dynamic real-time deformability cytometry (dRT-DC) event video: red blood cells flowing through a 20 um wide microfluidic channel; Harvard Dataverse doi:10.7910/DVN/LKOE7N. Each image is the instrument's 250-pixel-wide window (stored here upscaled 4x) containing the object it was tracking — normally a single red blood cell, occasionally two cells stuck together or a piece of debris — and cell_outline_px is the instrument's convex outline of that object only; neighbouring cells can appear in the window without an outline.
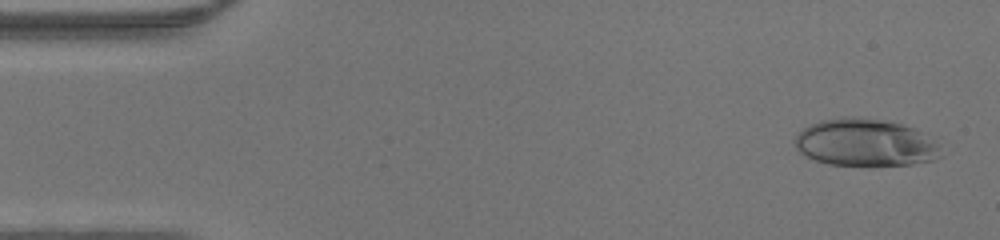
{"species": "human", "species_latin": "Homo sapiens", "temperature_condition": "warm", "stored_images_in_passage": 46, "camera_frame_rate_fps": 3000, "um_per_image_px": 0.085, "donor": {"sex": "male"}, "frame": {"image": 1, "passage_image": 2, "time_ms": 0.333, "image_size_px": [1000, 240], "cell_outline_px": [[944, 156], [932, 160], [912, 164], [864, 168], [828, 164], [816, 160], [800, 152], [796, 148], [792, 140], [796, 132], [820, 120], [844, 116], [852, 116], [888, 120], [916, 128], [924, 132], [940, 144]], "centroid_in_image_um": [73.59, 12.14], "position_along_channel_um": 11.4, "area_um2": 41.91}}
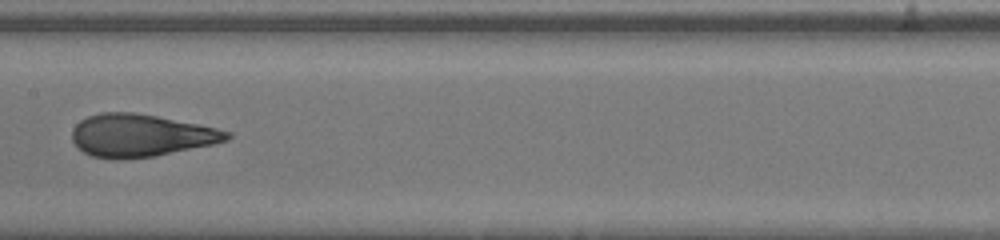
{"frame": {"image": 2, "passage_image": 23, "time_ms": 7.333, "image_size_px": [1000, 240], "cell_outline_px": [[232, 136], [228, 140], [212, 144], [156, 156], [92, 156], [76, 148], [72, 140], [72, 128], [80, 120], [88, 116], [100, 112], [136, 112], [216, 128], [232, 132]], "centroid_in_image_um": [11.95, 11.47], "position_along_channel_um": 195.4, "area_um2": 37.57}}
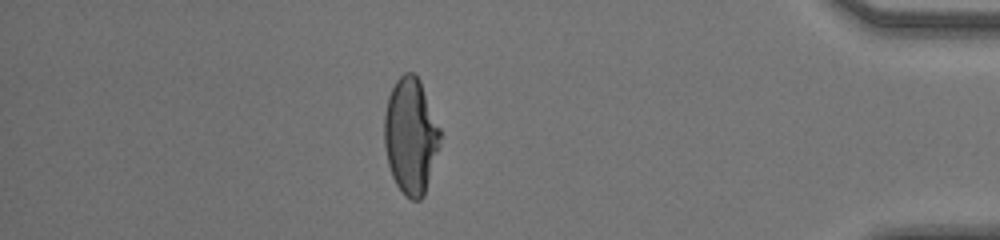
{"frame": {"image": 3, "passage_image": 40, "time_ms": 13.0, "image_size_px": [1000, 240], "cell_outline_px": [[440, 144], [424, 196], [420, 200], [412, 200], [404, 196], [396, 184], [392, 176], [388, 164], [384, 144], [384, 116], [388, 96], [396, 80], [404, 72], [412, 72], [420, 80], [440, 128]], "centroid_in_image_um": [34.9, 11.57], "position_along_channel_um": 400.3, "area_um2": 37.8}}